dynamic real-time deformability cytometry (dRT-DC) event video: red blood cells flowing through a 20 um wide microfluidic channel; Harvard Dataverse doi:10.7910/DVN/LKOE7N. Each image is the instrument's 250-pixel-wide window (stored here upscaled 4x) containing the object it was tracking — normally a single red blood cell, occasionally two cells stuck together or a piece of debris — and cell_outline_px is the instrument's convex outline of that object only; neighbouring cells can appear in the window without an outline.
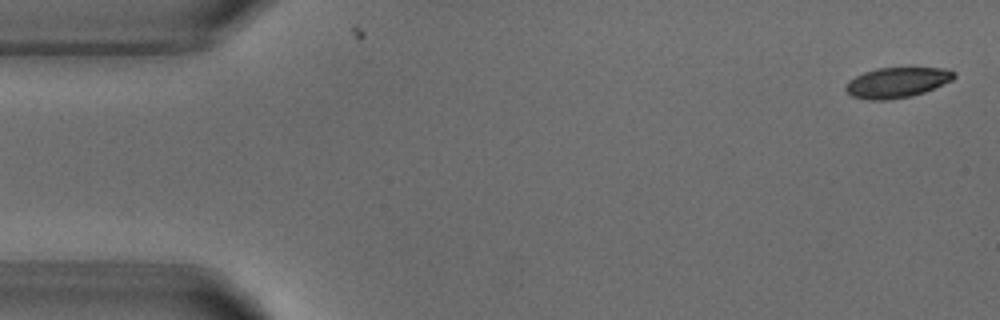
{"species": "common noctule bat (a hibernating species)", "species_latin": "Nyctalus noctula", "temperature_condition": "warm", "stored_images_in_passage": 6, "camera_frame_rate_fps": 3000, "um_per_image_px": 0.085, "animal": {"sex": "male", "body_mass_g": 18.8}, "frame": {"image": 1, "passage_image": 1, "time_ms": 0.0, "image_size_px": [1000, 320], "cell_outline_px": [[956, 76], [952, 80], [924, 92], [912, 96], [884, 100], [868, 100], [852, 96], [844, 88], [848, 80], [864, 72], [876, 68], [948, 68], [956, 72]], "centroid_in_image_um": [76.24, 7.01], "position_along_channel_um": 8.8, "area_um2": 19.13}}
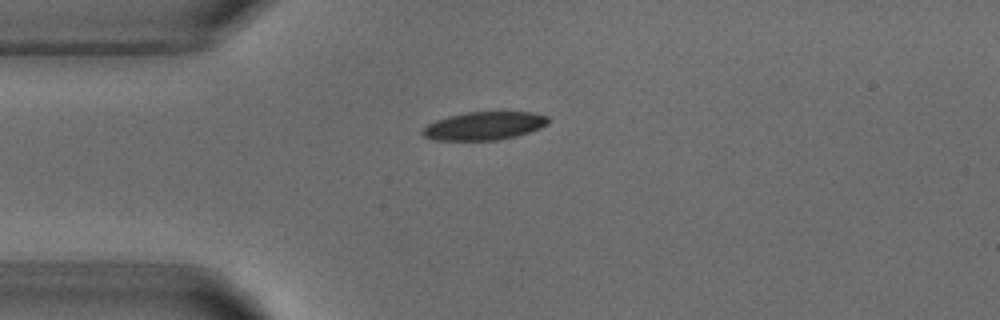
{"frame": {"image": 2, "passage_image": 4, "time_ms": 3.667, "image_size_px": [1000, 320], "cell_outline_px": [[548, 124], [540, 128], [516, 136], [500, 140], [436, 140], [424, 136], [420, 132], [428, 124], [436, 120], [448, 116], [464, 112], [532, 112], [548, 116]], "centroid_in_image_um": [41.15, 10.69], "position_along_channel_um": 43.8, "area_um2": 20.63}}